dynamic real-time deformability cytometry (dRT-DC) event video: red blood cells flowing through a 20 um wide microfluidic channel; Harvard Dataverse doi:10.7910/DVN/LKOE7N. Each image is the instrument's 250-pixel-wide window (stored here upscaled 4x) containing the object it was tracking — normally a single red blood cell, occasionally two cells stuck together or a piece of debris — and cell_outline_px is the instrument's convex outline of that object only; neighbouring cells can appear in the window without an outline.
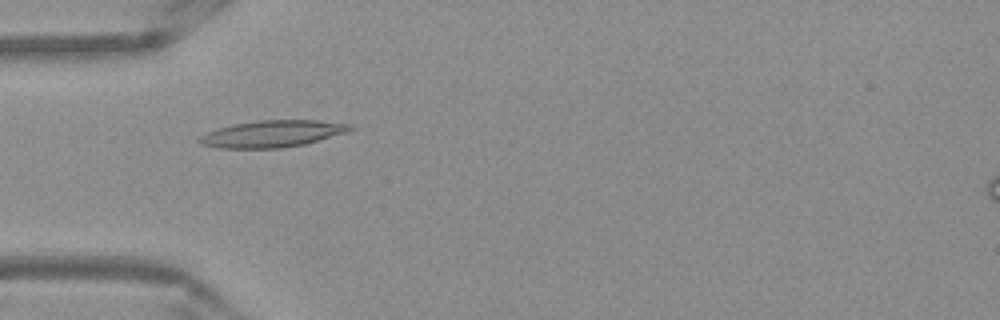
{"species": "Egyptian fruit bat (a non-hibernating species)", "species_latin": "Rousettus aegyptiacus", "temperature_condition": "warm", "stored_images_in_passage": 46, "camera_frame_rate_fps": 3000, "um_per_image_px": 0.085, "frame": {"image": 1, "passage_image": 10, "time_ms": 3.0, "image_size_px": [1000, 320], "cell_outline_px": [[356, 128], [348, 132], [304, 144], [280, 148], [220, 148], [200, 144], [196, 140], [200, 136], [208, 132], [232, 124], [260, 120], [320, 120], [352, 124]], "centroid_in_image_um": [23.19, 11.36], "position_along_channel_um": 61.8, "area_um2": 23.58}}
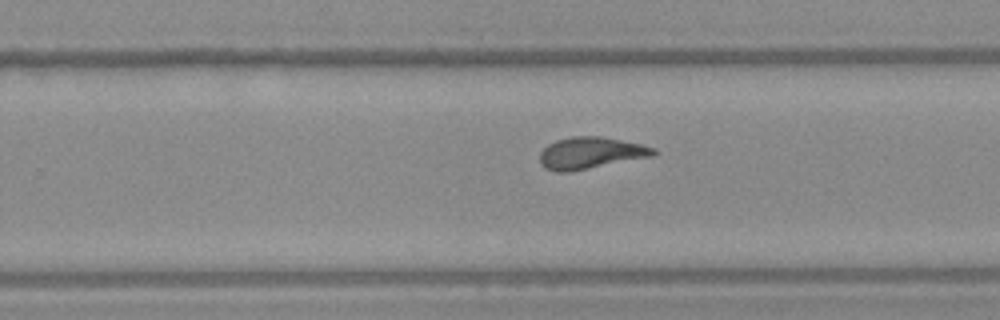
{"frame": {"image": 2, "passage_image": 27, "time_ms": 8.667, "image_size_px": [1000, 320], "cell_outline_px": [[660, 152], [656, 156], [568, 172], [556, 172], [544, 168], [540, 164], [540, 152], [548, 144], [556, 140], [572, 136], [600, 136], [640, 144], [656, 148]], "centroid_in_image_um": [50.23, 13.01], "position_along_channel_um": 279.6, "area_um2": 21.27}}
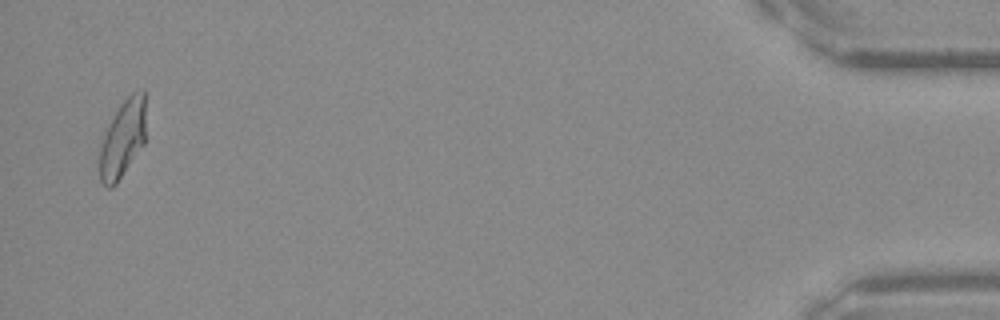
{"frame": {"image": 3, "passage_image": 45, "time_ms": 14.667, "image_size_px": [1000, 320], "cell_outline_px": [[144, 144], [116, 184], [112, 188], [108, 188], [100, 180], [100, 148], [108, 124], [120, 104], [132, 92], [144, 88]], "centroid_in_image_um": [10.42, 11.79], "position_along_channel_um": 424.8, "area_um2": 20.58}, "authors_computed_cell_mechanics": {"area_um2": 20.8658, "velocity_mm_per_s": 3.8648, "shape_relaxation_time_tau1_ms": 8.8715, "shape_relaxation_time_tau2_ms": 1.5414, "deformation_change_tau1": 0.2731, "deformation_change_tau2": 0.0964}}